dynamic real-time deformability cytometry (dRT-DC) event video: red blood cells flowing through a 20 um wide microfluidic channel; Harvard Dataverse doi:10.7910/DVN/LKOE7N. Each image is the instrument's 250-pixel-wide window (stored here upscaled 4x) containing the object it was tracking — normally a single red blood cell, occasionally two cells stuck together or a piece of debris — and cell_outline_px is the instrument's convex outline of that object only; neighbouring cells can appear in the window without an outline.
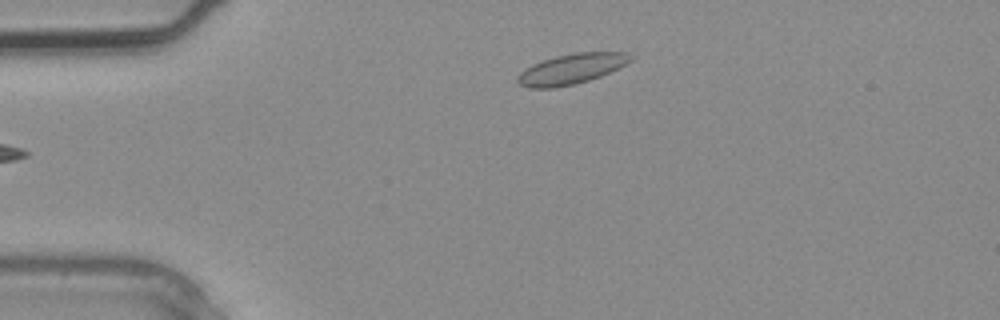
{"species": "common noctule bat (a hibernating species)", "species_latin": "Nyctalus noctula", "temperature_condition": "warm", "stored_images_in_passage": 3, "camera_frame_rate_fps": 3000, "um_per_image_px": 0.085, "animal": {"sex": "male", "body_mass_g": 20.4}, "frame": {"image": 1, "passage_image": 3, "time_ms": 0.667, "image_size_px": [1000, 320], "cell_outline_px": [[632, 60], [600, 76], [588, 80], [556, 88], [528, 88], [520, 84], [516, 80], [516, 76], [520, 72], [532, 64], [556, 56], [576, 52], [628, 52], [632, 56]], "centroid_in_image_um": [48.52, 5.86], "position_along_channel_um": 36.5, "area_um2": 19.71}}